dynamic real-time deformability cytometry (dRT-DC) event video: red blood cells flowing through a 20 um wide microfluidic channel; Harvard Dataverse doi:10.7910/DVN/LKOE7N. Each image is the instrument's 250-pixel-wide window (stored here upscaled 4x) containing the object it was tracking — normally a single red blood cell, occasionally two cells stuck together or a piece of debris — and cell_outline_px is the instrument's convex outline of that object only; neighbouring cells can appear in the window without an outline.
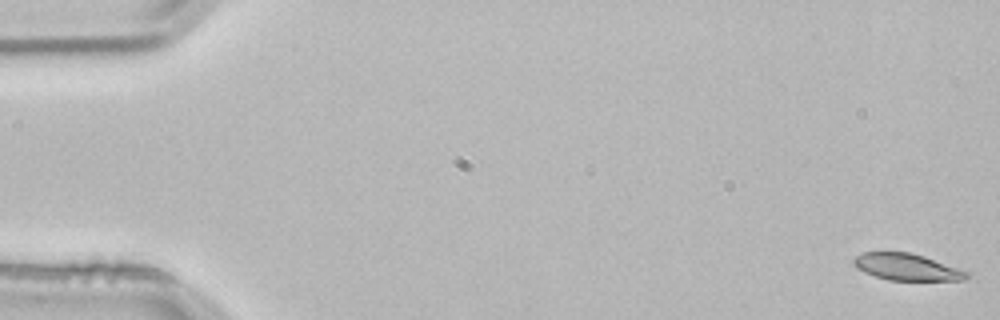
{"species": "common noctule bat (a hibernating species)", "species_latin": "Nyctalus noctula", "temperature_condition": "room temperature", "stored_images_in_passage": 4, "camera_frame_rate_fps": 3000, "um_per_image_px": 0.085, "animal": {"sex": "male", "body_mass_g": 21.5, "forearm_length_mm": 52.0}, "frame": {"image": 1, "passage_image": 1, "time_ms": 0.0, "image_size_px": [1000, 320], "cell_outline_px": [[972, 272], [964, 280], [888, 280], [864, 272], [856, 268], [852, 264], [852, 260], [856, 256], [864, 252], [912, 252]], "centroid_in_image_um": [77.09, 22.69], "position_along_channel_um": 7.9, "area_um2": 17.74}}
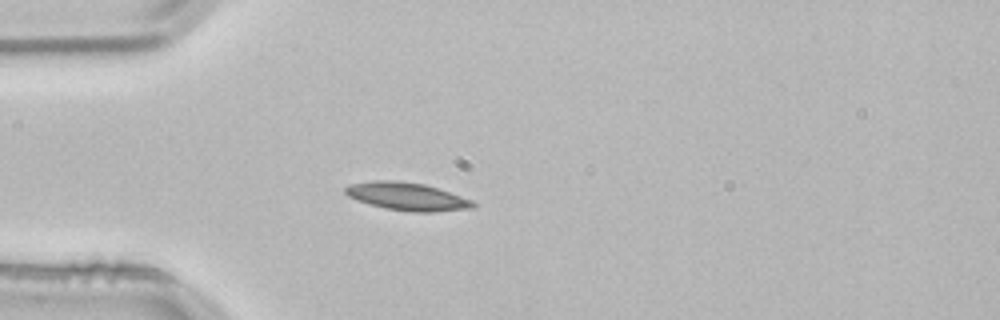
{"frame": {"image": 2, "passage_image": 4, "time_ms": 1.0, "image_size_px": [1000, 320], "cell_outline_px": [[476, 204], [472, 208], [436, 212], [408, 212], [384, 208], [368, 204], [356, 200], [348, 196], [344, 192], [344, 188], [348, 184], [372, 180], [400, 180], [424, 184], [472, 200]], "centroid_in_image_um": [34.53, 16.7], "position_along_channel_um": 50.5, "area_um2": 20.92}}